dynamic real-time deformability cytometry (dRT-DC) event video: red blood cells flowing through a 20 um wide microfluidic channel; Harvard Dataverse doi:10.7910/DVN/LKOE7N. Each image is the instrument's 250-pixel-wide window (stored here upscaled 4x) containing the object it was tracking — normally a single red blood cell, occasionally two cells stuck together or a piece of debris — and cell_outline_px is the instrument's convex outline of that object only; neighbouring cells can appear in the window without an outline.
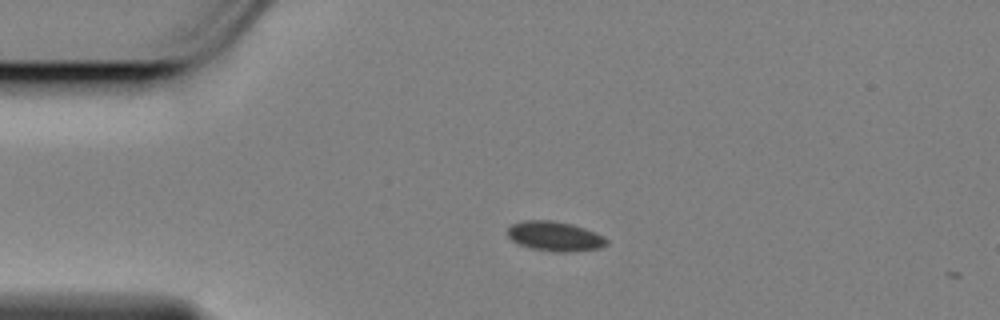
{"species": "Egyptian fruit bat (a non-hibernating species)", "species_latin": "Rousettus aegyptiacus", "temperature_condition": "cold", "stored_images_in_passage": 6, "camera_frame_rate_fps": 3000, "um_per_image_px": 0.085, "animal": {"sex": "female"}, "frame": {"image": 1, "passage_image": 1, "time_ms": 0.0, "image_size_px": [1000, 320], "cell_outline_px": [[608, 244], [600, 248], [572, 252], [552, 252], [532, 248], [520, 244], [512, 240], [508, 236], [508, 228], [512, 224], [524, 220], [552, 220], [572, 224], [584, 228], [604, 236], [608, 240]], "centroid_in_image_um": [47.19, 20.08], "position_along_channel_um": 37.8, "area_um2": 17.17}}